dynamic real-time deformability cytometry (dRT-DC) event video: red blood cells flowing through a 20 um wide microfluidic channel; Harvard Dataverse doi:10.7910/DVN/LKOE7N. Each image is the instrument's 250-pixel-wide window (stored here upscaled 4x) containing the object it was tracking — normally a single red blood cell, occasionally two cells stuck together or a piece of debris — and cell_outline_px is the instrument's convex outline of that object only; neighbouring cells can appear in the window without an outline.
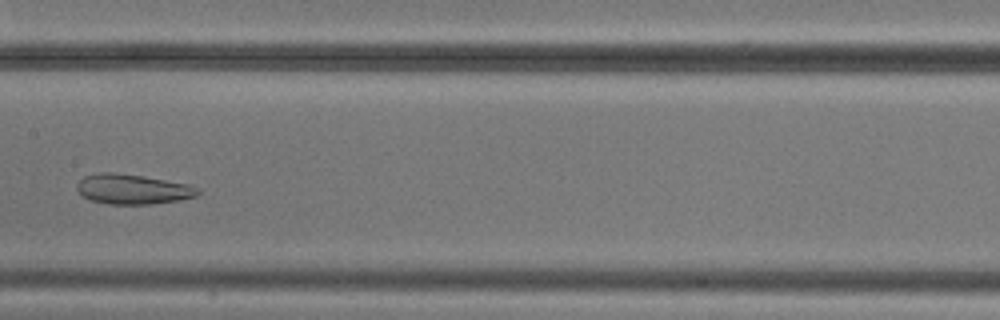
{"species": "common noctule bat (a hibernating species)", "species_latin": "Nyctalus noctula", "temperature_condition": "cold", "stored_images_in_passage": 7, "camera_frame_rate_fps": 3000, "um_per_image_px": 0.085, "animal": {"sex": "male", "body_mass_g": 20.5, "forearm_length_mm": 52.5}, "frame": {"image": 1, "passage_image": 7, "time_ms": 9.667, "image_size_px": [1000, 320], "cell_outline_px": [[200, 192], [196, 196], [176, 200], [152, 204], [108, 204], [88, 200], [80, 196], [76, 188], [76, 184], [84, 176], [104, 172], [112, 172], [140, 176], [188, 184], [200, 188]], "centroid_in_image_um": [11.22, 16.09], "position_along_channel_um": 196.2, "area_um2": 21.04}}